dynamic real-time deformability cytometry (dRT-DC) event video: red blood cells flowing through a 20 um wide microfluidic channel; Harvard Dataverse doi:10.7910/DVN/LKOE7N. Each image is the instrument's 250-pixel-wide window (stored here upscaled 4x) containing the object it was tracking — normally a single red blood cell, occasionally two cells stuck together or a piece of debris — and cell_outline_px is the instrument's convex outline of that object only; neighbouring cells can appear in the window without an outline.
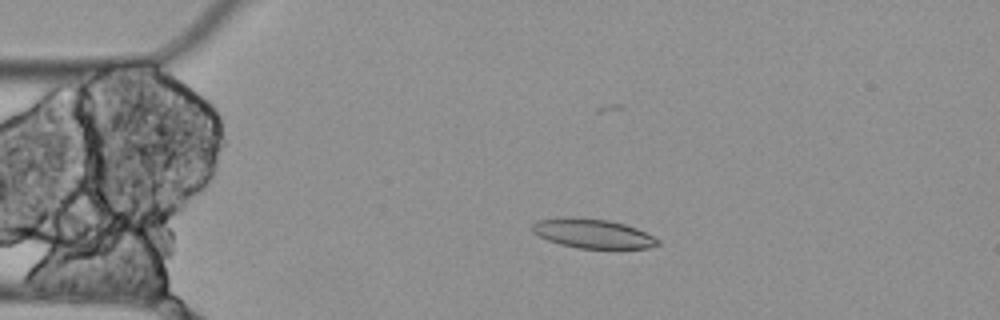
{"species": "Egyptian fruit bat (a non-hibernating species)", "species_latin": "Rousettus aegyptiacus", "temperature_condition": "cold", "stored_images_in_passage": 3, "camera_frame_rate_fps": 3000, "um_per_image_px": 0.085, "animal": {"sex": "female"}, "frame": {"image": 1, "passage_image": 2, "time_ms": 0.333, "image_size_px": [1000, 320], "cell_outline_px": [[660, 244], [648, 248], [576, 248], [560, 244], [548, 240], [532, 232], [532, 224], [536, 220], [564, 216], [608, 220], [624, 224], [636, 228], [660, 240]], "centroid_in_image_um": [50.34, 19.84], "position_along_channel_um": 34.7, "area_um2": 21.39}}